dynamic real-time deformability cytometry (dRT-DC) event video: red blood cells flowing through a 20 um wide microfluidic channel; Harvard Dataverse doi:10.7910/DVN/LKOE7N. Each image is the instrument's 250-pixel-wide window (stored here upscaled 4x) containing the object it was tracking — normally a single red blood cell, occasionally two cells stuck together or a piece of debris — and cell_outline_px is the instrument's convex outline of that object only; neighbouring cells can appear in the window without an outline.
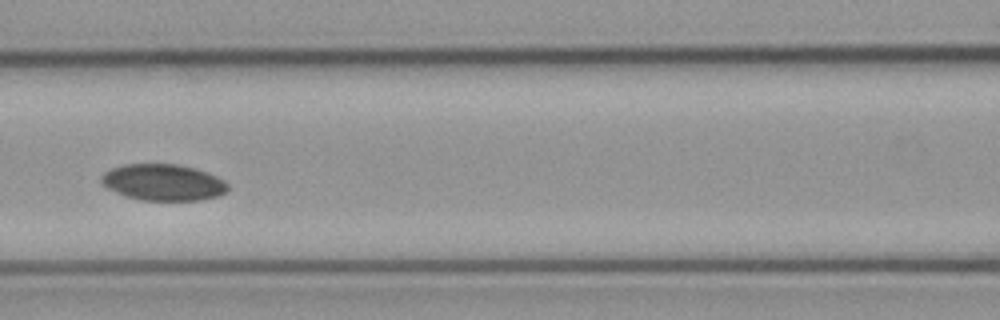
{"species": "common noctule bat (a hibernating species)", "species_latin": "Nyctalus noctula", "temperature_condition": "cold", "stored_images_in_passage": 4, "segment_of_instrument_passage": [1, 2], "camera_frame_rate_fps": 3000, "um_per_image_px": 0.085, "animal": {"sex": "male", "body_mass_g": 23.1, "forearm_length_mm": 52.7}, "frame": {"image": 1, "passage_image": 3, "time_ms": 2.333, "image_size_px": [1000, 320], "cell_outline_px": [[228, 188], [224, 192], [216, 196], [200, 200], [140, 200], [124, 196], [104, 188], [100, 184], [100, 176], [104, 172], [112, 168], [124, 164], [176, 164], [196, 168], [208, 172], [224, 180], [228, 184]], "centroid_in_image_um": [13.81, 15.5], "position_along_channel_um": 152.8, "area_um2": 27.11}}